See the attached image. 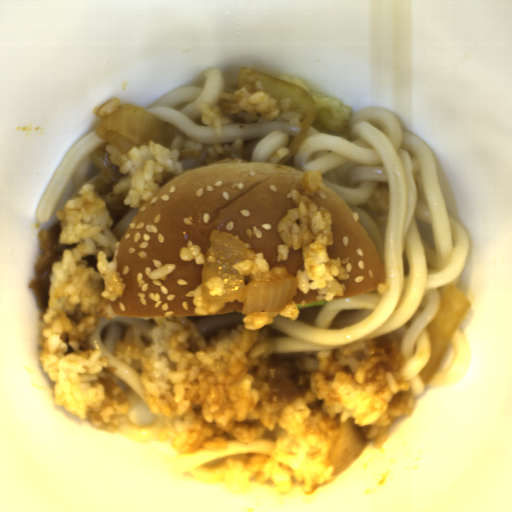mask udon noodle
I'll return each instance as SVG.
<instances>
[{
	"instance_id": "1",
	"label": "udon noodle",
	"mask_w": 512,
	"mask_h": 512,
	"mask_svg": "<svg viewBox=\"0 0 512 512\" xmlns=\"http://www.w3.org/2000/svg\"><path fill=\"white\" fill-rule=\"evenodd\" d=\"M284 164L306 173L322 171L324 186L352 210L374 244L385 285L282 309L274 317L254 312L185 317L207 347L221 330L231 333L238 324L259 330L247 357L276 361L296 410L305 411L304 393L319 365L316 353L334 351L339 359L343 347L356 341H375L378 348L397 342L411 398L461 379L469 350L458 327L427 387L419 374L432 357L430 323L444 294L457 286L469 251L466 228L447 211L432 148L377 106L355 114L342 135L311 125Z\"/></svg>"
},
{
	"instance_id": "2",
	"label": "udon noodle",
	"mask_w": 512,
	"mask_h": 512,
	"mask_svg": "<svg viewBox=\"0 0 512 512\" xmlns=\"http://www.w3.org/2000/svg\"><path fill=\"white\" fill-rule=\"evenodd\" d=\"M155 318L114 317L103 319L98 316L93 334L86 342L91 350L103 352L109 364L100 374H80V386L83 390L92 388V382L100 377L110 378L125 393L131 405L126 418L119 422L118 432L134 441L150 445L165 462L166 470L173 476H185L192 470L228 455H269L275 451V430L266 431L264 437L243 441L231 438L224 449H207L186 454L175 449L171 441L162 442L161 433L168 425L172 427L176 420H184L172 410L171 418H167L159 409L157 415L152 414L145 398L140 378L143 361L133 359L132 366L118 360L115 355V344L125 342L140 346H148L147 336Z\"/></svg>"
},
{
	"instance_id": "3",
	"label": "udon noodle",
	"mask_w": 512,
	"mask_h": 512,
	"mask_svg": "<svg viewBox=\"0 0 512 512\" xmlns=\"http://www.w3.org/2000/svg\"><path fill=\"white\" fill-rule=\"evenodd\" d=\"M239 85L231 84L223 72L216 66H209L204 71L202 87H186L172 90L148 107L143 108L161 121L171 123L189 139L202 143L199 158L181 156L183 173L205 165L208 149L214 144L232 145L236 139L244 141V151L240 159L264 163H278L291 155L289 146L295 136L301 134L300 123L289 124L280 114L273 121H263L261 114L252 124H245L242 118L234 119L232 124H223L222 136L218 137L215 126L201 122L198 102H207L210 107H221L222 92L238 93Z\"/></svg>"
},
{
	"instance_id": "4",
	"label": "udon noodle",
	"mask_w": 512,
	"mask_h": 512,
	"mask_svg": "<svg viewBox=\"0 0 512 512\" xmlns=\"http://www.w3.org/2000/svg\"><path fill=\"white\" fill-rule=\"evenodd\" d=\"M95 130L82 136L63 156L34 208L37 222L48 221L63 210L66 201L76 196L82 185L94 184L98 195L106 198L116 183L109 180L91 160L90 155L108 142Z\"/></svg>"
},
{
	"instance_id": "5",
	"label": "udon noodle",
	"mask_w": 512,
	"mask_h": 512,
	"mask_svg": "<svg viewBox=\"0 0 512 512\" xmlns=\"http://www.w3.org/2000/svg\"><path fill=\"white\" fill-rule=\"evenodd\" d=\"M138 208H130L123 216L114 217L112 227L108 230L101 231V235L110 241L109 247L102 249L106 255L107 262H111L114 255L115 244L120 242Z\"/></svg>"
}]
</instances>
